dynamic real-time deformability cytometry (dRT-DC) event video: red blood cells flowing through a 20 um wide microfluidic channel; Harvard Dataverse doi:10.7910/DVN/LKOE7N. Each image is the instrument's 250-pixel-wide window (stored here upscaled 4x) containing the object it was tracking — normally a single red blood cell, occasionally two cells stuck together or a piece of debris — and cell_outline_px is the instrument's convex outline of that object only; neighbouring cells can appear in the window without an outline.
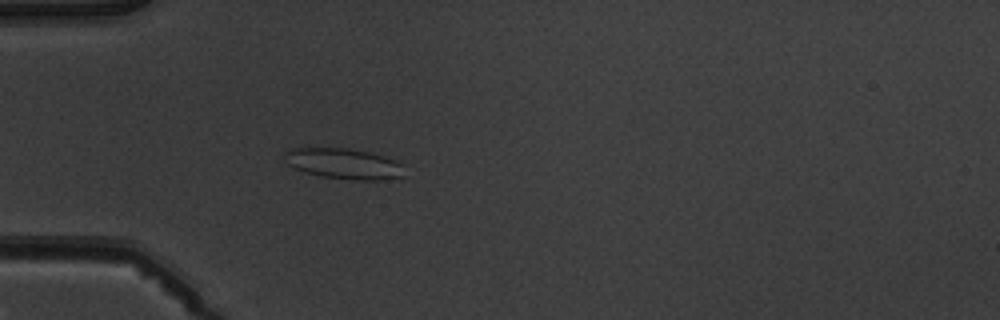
{"species": "common noctule bat (a hibernating species)", "species_latin": "Nyctalus noctula", "temperature_condition": "warm", "stored_images_in_passage": 5, "camera_frame_rate_fps": 3000, "um_per_image_px": 0.085, "animal": {"sex": "male", "body_mass_g": 19.5, "forearm_length_mm": 54.6}, "frame": {"image": 1, "passage_image": 5, "time_ms": 4.667, "image_size_px": [1000, 320], "cell_outline_px": [[404, 176], [384, 180], [356, 180], [320, 176], [304, 172], [288, 164], [284, 160], [284, 152], [292, 148], [348, 148], [372, 152], [384, 156], [400, 164]], "centroid_in_image_um": [29.19, 13.91], "position_along_channel_um": 55.8, "area_um2": 21.33}}